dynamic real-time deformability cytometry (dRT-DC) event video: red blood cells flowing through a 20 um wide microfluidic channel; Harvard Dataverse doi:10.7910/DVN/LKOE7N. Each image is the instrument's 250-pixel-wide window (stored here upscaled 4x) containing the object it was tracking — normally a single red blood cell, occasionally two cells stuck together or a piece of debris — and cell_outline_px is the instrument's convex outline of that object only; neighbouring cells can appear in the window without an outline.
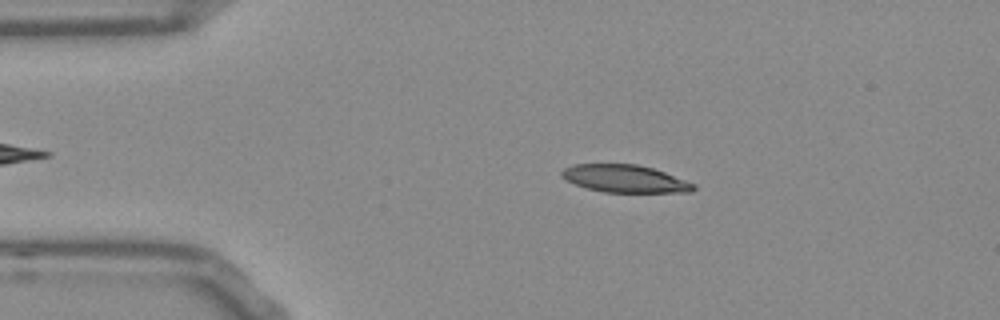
{"species": "Egyptian fruit bat (a non-hibernating species)", "species_latin": "Rousettus aegyptiacus", "temperature_condition": "room temperature", "stored_images_in_passage": 41, "camera_frame_rate_fps": 3000, "um_per_image_px": 0.085, "frame": {"image": 1, "passage_image": 5, "time_ms": 1.333, "image_size_px": [1000, 320], "cell_outline_px": [[696, 188], [692, 192], [604, 192], [584, 188], [560, 176], [560, 172], [564, 168], [572, 164], [636, 164], [652, 168], [664, 172], [696, 184]], "centroid_in_image_um": [53.1, 15.19], "position_along_channel_um": 31.9, "area_um2": 21.15}}
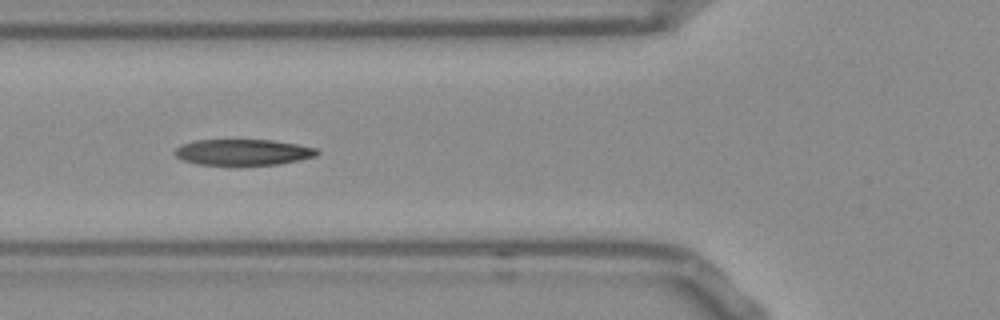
{"frame": {"image": 2, "passage_image": 14, "time_ms": 4.333, "image_size_px": [1000, 320], "cell_outline_px": [[320, 152], [316, 156], [300, 160], [280, 164], [240, 168], [236, 168], [196, 164], [184, 160], [176, 156], [172, 152], [176, 148], [184, 144], [196, 140], [272, 140], [296, 144], [316, 148]], "centroid_in_image_um": [20.65, 12.99], "position_along_channel_um": 105.1, "area_um2": 22.54}}
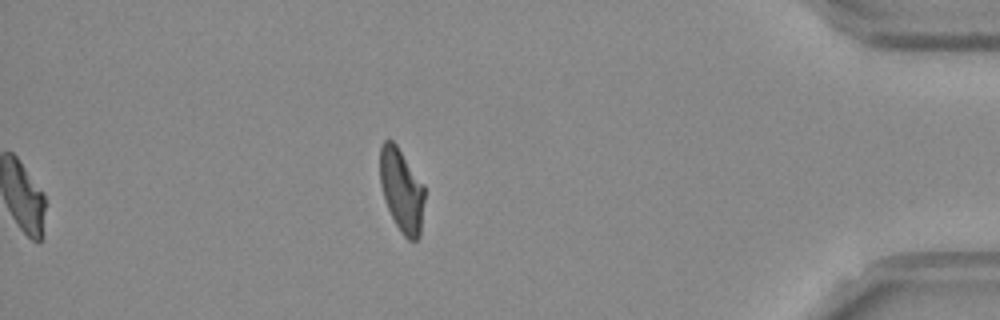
{"frame": {"image": 3, "passage_image": 41, "time_ms": 13.333, "image_size_px": [1000, 320], "cell_outline_px": [[424, 200], [420, 236], [416, 240], [408, 240], [400, 232], [388, 208], [380, 184], [380, 148], [384, 140], [392, 140], [396, 144], [424, 184]], "centroid_in_image_um": [34.14, 16.17], "position_along_channel_um": 401.1, "area_um2": 21.56}, "authors_computed_cell_mechanics": {"area_um2": 22.0796, "velocity_mm_per_s": 3.7848, "shape_relaxation_time_tau1_ms": 5.4931, "shape_relaxation_time_tau2_ms": 1.5969, "deformation_change_tau1": 0.2027, "deformation_change_tau2": 0.0906}}